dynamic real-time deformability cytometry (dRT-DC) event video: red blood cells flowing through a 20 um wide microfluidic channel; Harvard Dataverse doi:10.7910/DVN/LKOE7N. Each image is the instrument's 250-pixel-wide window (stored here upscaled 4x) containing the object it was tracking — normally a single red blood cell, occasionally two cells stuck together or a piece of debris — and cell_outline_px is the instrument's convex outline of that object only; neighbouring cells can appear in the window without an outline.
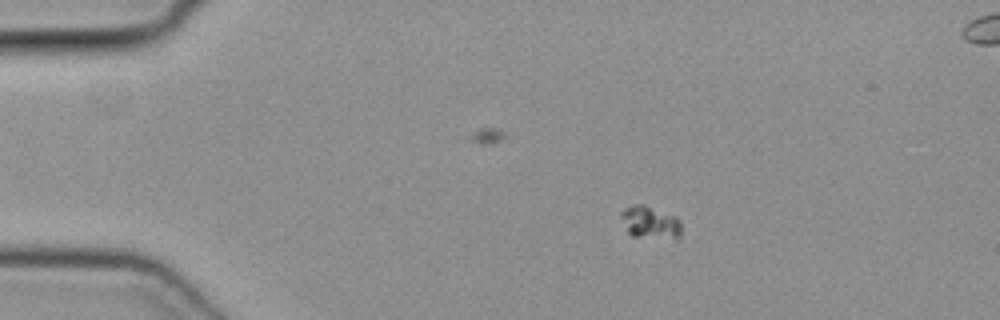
{"species": "common noctule bat (a hibernating species)", "species_latin": "Nyctalus noctula", "temperature_condition": "cold", "stored_images_in_passage": 49, "segment_of_instrument_passage": [1, 2], "camera_frame_rate_fps": 3000, "um_per_image_px": 0.085, "animal": {"sex": "female", "body_mass_g": 19.3, "forearm_length_mm": 54.1}, "frame": {"image": 1, "passage_image": 7, "time_ms": 2.0, "image_size_px": [1000, 320], "cell_outline_px": [[680, 240], [676, 240], [632, 236], [628, 232], [620, 216], [620, 212], [624, 208], [636, 204], [644, 204], [676, 216], [680, 220]], "centroid_in_image_um": [55.3, 18.92], "position_along_channel_um": 29.7, "area_um2": 11.73}}
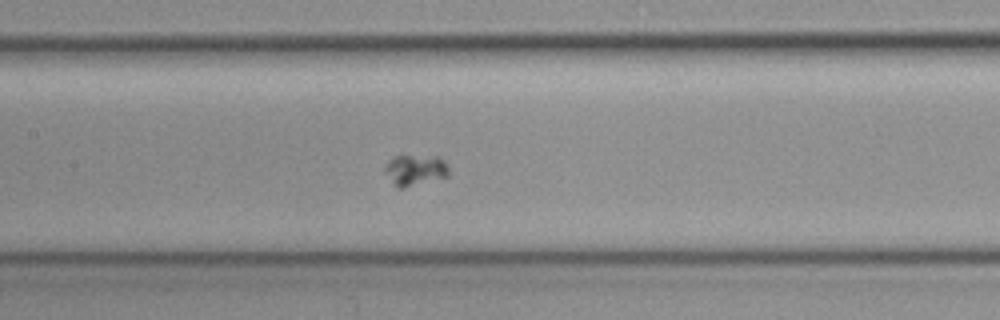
{"frame": {"image": 2, "passage_image": 22, "time_ms": 7.0, "image_size_px": [1000, 320], "cell_outline_px": [[448, 176], [404, 188], [400, 188], [384, 172], [384, 164], [392, 156], [400, 152], [436, 156], [444, 160], [448, 164]], "centroid_in_image_um": [35.26, 14.36], "position_along_channel_um": 172.1, "area_um2": 12.08}}
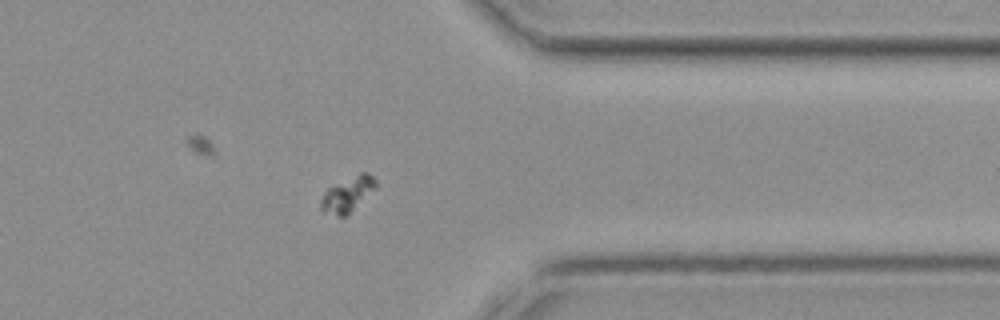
{"frame": {"image": 3, "passage_image": 38, "time_ms": 12.333, "image_size_px": [1000, 320], "cell_outline_px": [[376, 188], [348, 216], [336, 216], [324, 212], [320, 208], [320, 200], [324, 192], [328, 188], [360, 172], [368, 172], [376, 180]], "centroid_in_image_um": [29.55, 16.54], "position_along_channel_um": 381.8, "area_um2": 11.33}}